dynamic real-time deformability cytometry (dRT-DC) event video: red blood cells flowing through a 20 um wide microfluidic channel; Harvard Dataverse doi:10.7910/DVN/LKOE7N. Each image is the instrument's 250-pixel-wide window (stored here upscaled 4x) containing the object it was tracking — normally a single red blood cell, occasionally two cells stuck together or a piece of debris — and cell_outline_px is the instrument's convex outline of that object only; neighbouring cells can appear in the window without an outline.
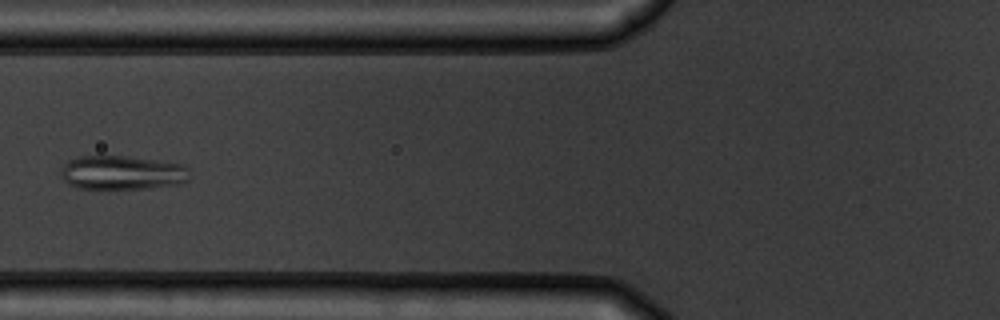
{"species": "common noctule bat (a hibernating species)", "species_latin": "Nyctalus noctula", "temperature_condition": "warm", "stored_images_in_passage": 7, "camera_frame_rate_fps": 3000, "um_per_image_px": 0.085, "animal": {"sex": "male", "body_mass_g": 19.5, "forearm_length_mm": 54.6}, "frame": {"image": 1, "passage_image": 6, "time_ms": 6.0, "image_size_px": [1000, 320], "cell_outline_px": [[188, 180], [180, 184], [152, 188], [80, 188], [68, 184], [60, 176], [60, 168], [68, 160], [76, 156], [124, 156], [156, 160], [184, 164], [188, 168]], "centroid_in_image_um": [10.36, 14.67], "position_along_channel_um": 115.4, "area_um2": 25.66}}